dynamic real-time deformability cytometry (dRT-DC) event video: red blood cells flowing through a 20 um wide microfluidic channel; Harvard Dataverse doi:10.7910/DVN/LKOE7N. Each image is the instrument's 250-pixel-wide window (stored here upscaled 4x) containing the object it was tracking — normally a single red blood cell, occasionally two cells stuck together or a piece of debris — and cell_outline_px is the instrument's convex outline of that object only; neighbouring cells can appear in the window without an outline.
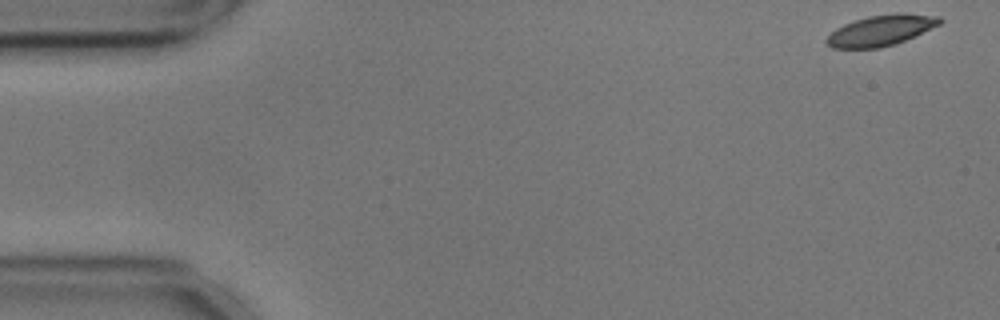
{"species": "common noctule bat (a hibernating species)", "species_latin": "Nyctalus noctula", "temperature_condition": "cold", "stored_images_in_passage": 55, "camera_frame_rate_fps": 3000, "um_per_image_px": 0.085, "animal": {"sex": "male", "body_mass_g": 17.9, "forearm_length_mm": 54.2}, "frame": {"image": 1, "passage_image": 1, "time_ms": 0.0, "image_size_px": [1000, 320], "cell_outline_px": [[944, 20], [940, 24], [896, 44], [880, 48], [832, 48], [824, 40], [836, 28], [844, 24], [868, 16], [896, 12], [904, 12], [940, 16]], "centroid_in_image_um": [74.91, 2.57], "position_along_channel_um": 10.1, "area_um2": 20.35}}
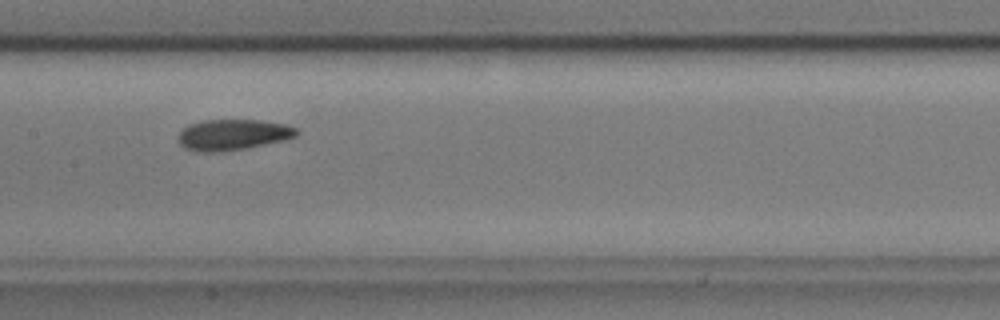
{"frame": {"image": 2, "passage_image": 26, "time_ms": 8.333, "image_size_px": [1000, 320], "cell_outline_px": [[300, 132], [296, 136], [288, 140], [248, 148], [220, 152], [196, 152], [184, 148], [176, 140], [176, 136], [188, 124], [204, 120], [260, 120], [284, 124], [296, 128]], "centroid_in_image_um": [19.78, 11.46], "position_along_channel_um": 187.6, "area_um2": 21.73}}
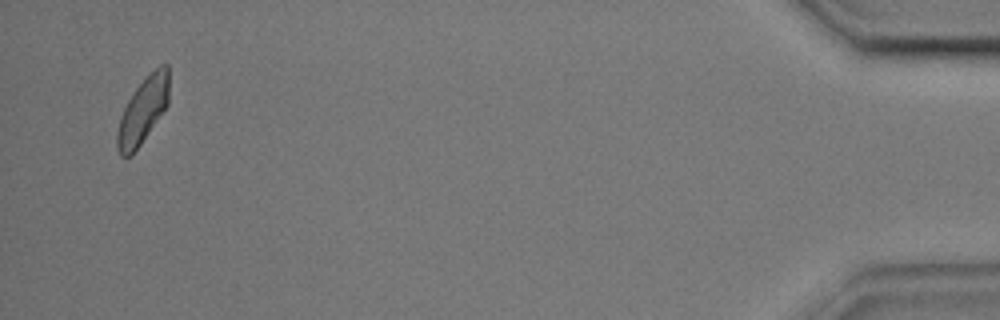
{"frame": {"image": 3, "passage_image": 53, "time_ms": 17.333, "image_size_px": [1000, 320], "cell_outline_px": [[168, 104], [132, 156], [120, 156], [116, 148], [116, 132], [120, 116], [128, 100], [136, 88], [160, 64], [168, 64]], "centroid_in_image_um": [12.11, 9.44], "position_along_channel_um": 423.1, "area_um2": 19.59}, "authors_computed_cell_mechanics": {"area_um2": 20.9236, "velocity_mm_per_s": 3.5493, "shape_relaxation_time_tau1_ms": 2.6891, "shape_relaxation_time_tau2_ms": 3.8087, "deformation_change_tau1": 0.1192, "deformation_change_tau2": 0.0955}}